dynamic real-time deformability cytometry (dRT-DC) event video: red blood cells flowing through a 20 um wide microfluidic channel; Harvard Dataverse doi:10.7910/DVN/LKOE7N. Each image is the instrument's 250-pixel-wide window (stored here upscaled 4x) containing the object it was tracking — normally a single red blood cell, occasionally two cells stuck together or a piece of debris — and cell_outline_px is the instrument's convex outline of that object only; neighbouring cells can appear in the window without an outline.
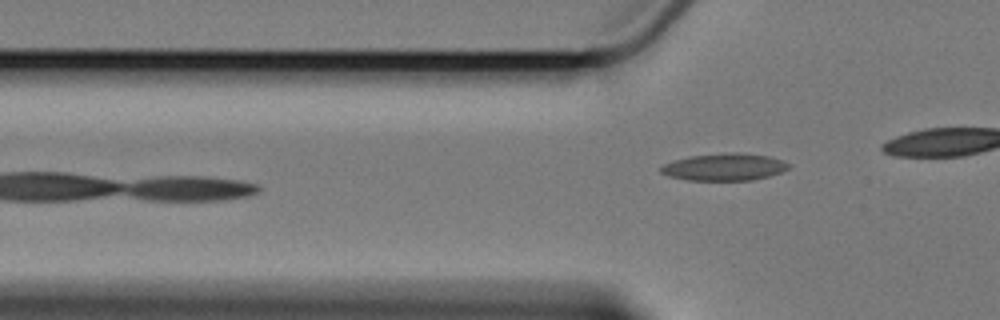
{"species": "Egyptian fruit bat (a non-hibernating species)", "species_latin": "Rousettus aegyptiacus", "temperature_condition": "cold", "stored_images_in_passage": 4, "camera_frame_rate_fps": 3000, "um_per_image_px": 0.085, "animal": {"sex": "female"}, "frame": {"image": 1, "passage_image": 4, "time_ms": 4.333, "image_size_px": [1000, 320], "cell_outline_px": [[788, 168], [780, 172], [768, 176], [752, 180], [688, 180], [668, 176], [660, 172], [660, 168], [664, 164], [676, 160], [692, 156], [728, 152], [740, 152], [768, 156], [784, 160], [788, 164]], "centroid_in_image_um": [61.57, 14.19], "position_along_channel_um": 64.2, "area_um2": 20.06}}